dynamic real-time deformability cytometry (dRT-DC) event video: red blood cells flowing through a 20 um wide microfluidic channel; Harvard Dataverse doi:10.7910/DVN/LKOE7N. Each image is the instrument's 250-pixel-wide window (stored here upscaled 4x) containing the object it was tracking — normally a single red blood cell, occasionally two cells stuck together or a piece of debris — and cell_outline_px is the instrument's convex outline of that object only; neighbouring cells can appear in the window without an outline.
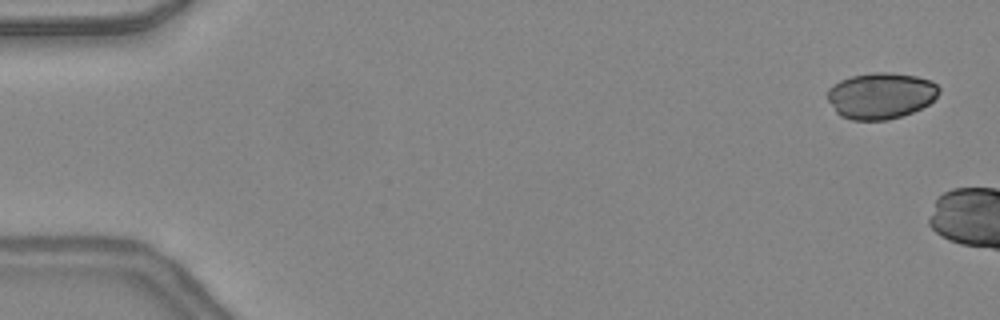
{"species": "common noctule bat (a hibernating species)", "species_latin": "Nyctalus noctula", "temperature_condition": "warm", "stored_images_in_passage": 7, "camera_frame_rate_fps": 3000, "um_per_image_px": 0.085, "animal": {"sex": "female", "body_mass_g": 24.6, "forearm_length_mm": 56.2}, "frame": {"image": 1, "passage_image": 2, "time_ms": 0.333, "image_size_px": [1000, 320], "cell_outline_px": [[940, 92], [928, 104], [912, 112], [888, 120], [852, 120], [840, 116], [836, 112], [828, 100], [828, 88], [832, 84], [840, 80], [852, 76], [872, 72], [888, 72], [916, 76], [932, 80], [940, 88]], "centroid_in_image_um": [74.86, 8.12], "position_along_channel_um": 10.1, "area_um2": 30.11}}